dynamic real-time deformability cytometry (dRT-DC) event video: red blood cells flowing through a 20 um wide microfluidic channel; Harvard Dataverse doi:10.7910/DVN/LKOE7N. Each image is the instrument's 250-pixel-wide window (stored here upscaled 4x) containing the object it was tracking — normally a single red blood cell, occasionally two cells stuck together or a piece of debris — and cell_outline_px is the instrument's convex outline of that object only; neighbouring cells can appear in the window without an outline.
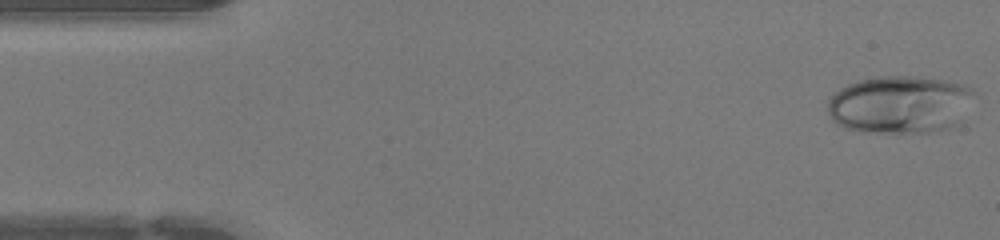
{"species": "human", "species_latin": "Homo sapiens", "temperature_condition": "warm", "stored_images_in_passage": 46, "camera_frame_rate_fps": 3000, "um_per_image_px": 0.085, "donor": {"sex": "female"}, "frame": {"image": 1, "passage_image": 1, "time_ms": 0.0, "image_size_px": [1000, 240], "cell_outline_px": [[980, 96], [960, 124], [948, 128], [928, 132], [860, 132], [844, 128], [836, 124], [832, 120], [828, 112], [828, 100], [832, 92], [848, 84], [860, 80], [876, 76], [916, 76], [944, 80], [964, 84], [972, 88]], "centroid_in_image_um": [76.58, 8.88], "position_along_channel_um": 8.4, "area_um2": 50.69}}
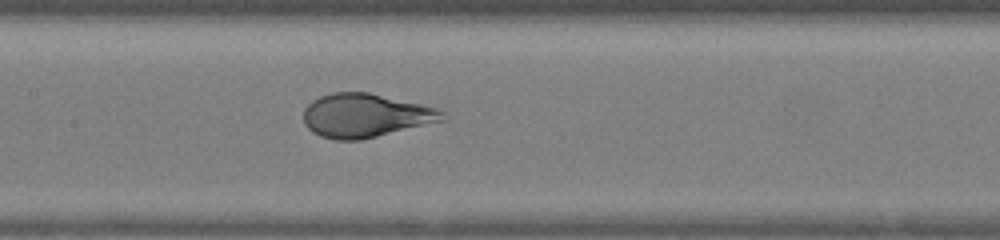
{"frame": {"image": 2, "passage_image": 21, "time_ms": 6.667, "image_size_px": [1000, 240], "cell_outline_px": [[448, 120], [360, 140], [336, 140], [320, 136], [312, 132], [304, 124], [304, 108], [312, 100], [320, 96], [332, 92], [368, 92], [420, 104], [436, 108], [444, 112]], "centroid_in_image_um": [31.06, 9.82], "position_along_channel_um": 176.3, "area_um2": 35.49}}
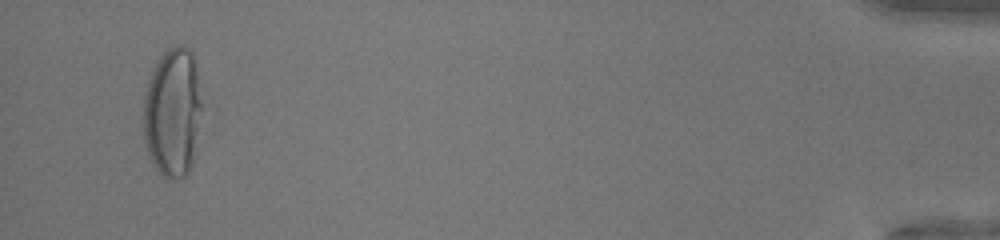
{"frame": {"image": 3, "passage_image": 44, "time_ms": 14.333, "image_size_px": [1000, 240], "cell_outline_px": [[200, 108], [192, 160], [188, 172], [184, 176], [176, 180], [168, 180], [152, 164], [148, 156], [144, 140], [144, 92], [148, 80], [156, 60], [168, 48], [176, 44], [184, 44], [192, 52], [196, 72], [200, 104]], "centroid_in_image_um": [14.61, 9.53], "position_along_channel_um": 420.6, "area_um2": 43.52}, "authors_computed_cell_mechanics": {"area_um2": 37.8301, "velocity_mm_per_s": 4.3324, "shape_relaxation_time_tau1_ms": 10.5715, "shape_relaxation_time_tau2_ms": null, "deformation_change_tau1": 0.4098, "deformation_change_tau2": null}}